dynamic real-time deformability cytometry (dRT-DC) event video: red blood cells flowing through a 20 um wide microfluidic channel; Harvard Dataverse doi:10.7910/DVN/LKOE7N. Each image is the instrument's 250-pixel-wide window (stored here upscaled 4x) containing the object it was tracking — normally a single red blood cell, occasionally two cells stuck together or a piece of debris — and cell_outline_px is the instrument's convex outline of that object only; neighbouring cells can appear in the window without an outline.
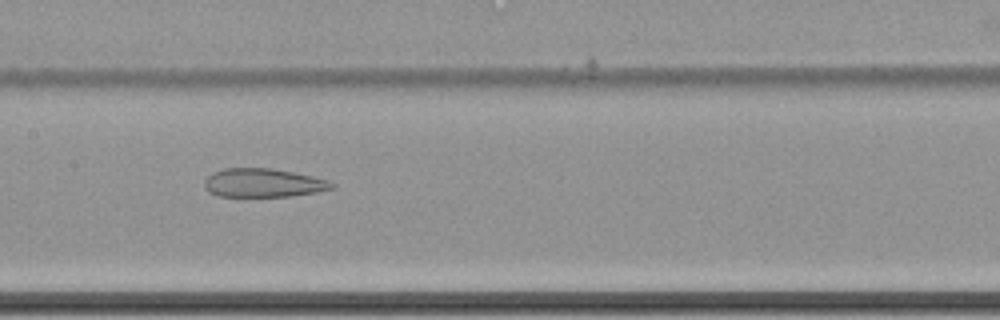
{"species": "common noctule bat (a hibernating species)", "species_latin": "Nyctalus noctula", "temperature_condition": "cold", "stored_images_in_passage": 48, "camera_frame_rate_fps": 3000, "um_per_image_px": 0.085, "animal": {"sex": "female", "body_mass_g": 22.7, "forearm_length_mm": 54.2}, "frame": {"image": 1, "passage_image": 34, "time_ms": 11.0, "image_size_px": [1000, 320], "cell_outline_px": [[336, 188], [316, 192], [292, 196], [216, 196], [208, 192], [204, 188], [204, 180], [212, 172], [224, 168], [272, 168], [312, 176], [328, 180], [336, 184]], "centroid_in_image_um": [22.36, 15.54], "position_along_channel_um": 185.0, "area_um2": 21.44}}
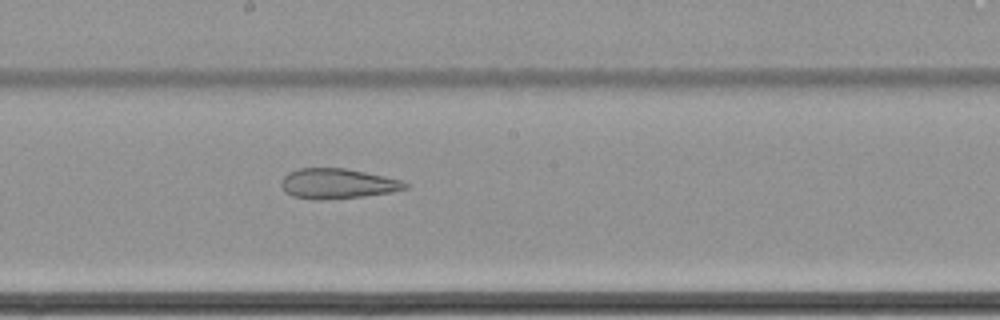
{"frame": {"image": 2, "passage_image": 37, "time_ms": 12.0, "image_size_px": [1000, 320], "cell_outline_px": [[408, 188], [392, 192], [364, 196], [324, 200], [316, 200], [292, 196], [284, 192], [280, 184], [280, 180], [288, 172], [300, 168], [344, 168], [404, 180], [408, 184]], "centroid_in_image_um": [28.67, 15.61], "position_along_channel_um": 219.5, "area_um2": 21.96}}
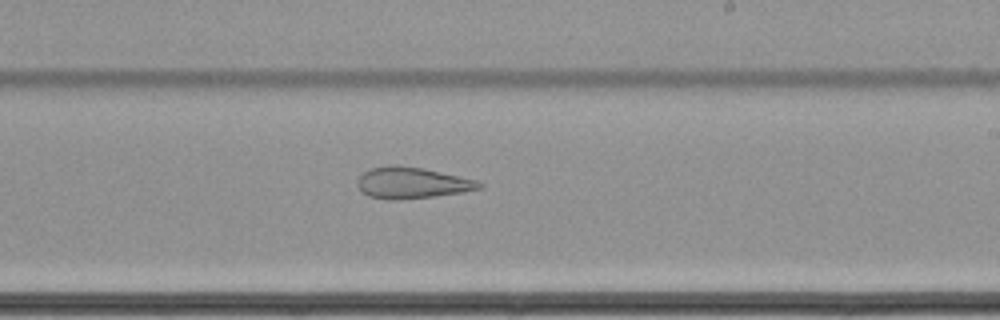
{"frame": {"image": 3, "passage_image": 40, "time_ms": 13.0, "image_size_px": [1000, 320], "cell_outline_px": [[484, 188], [464, 192], [432, 196], [396, 200], [388, 200], [368, 196], [360, 192], [356, 184], [356, 180], [364, 172], [372, 168], [388, 164], [392, 164], [424, 168], [476, 180], [484, 184]], "centroid_in_image_um": [34.99, 15.54], "position_along_channel_um": 254.0, "area_um2": 22.43}}